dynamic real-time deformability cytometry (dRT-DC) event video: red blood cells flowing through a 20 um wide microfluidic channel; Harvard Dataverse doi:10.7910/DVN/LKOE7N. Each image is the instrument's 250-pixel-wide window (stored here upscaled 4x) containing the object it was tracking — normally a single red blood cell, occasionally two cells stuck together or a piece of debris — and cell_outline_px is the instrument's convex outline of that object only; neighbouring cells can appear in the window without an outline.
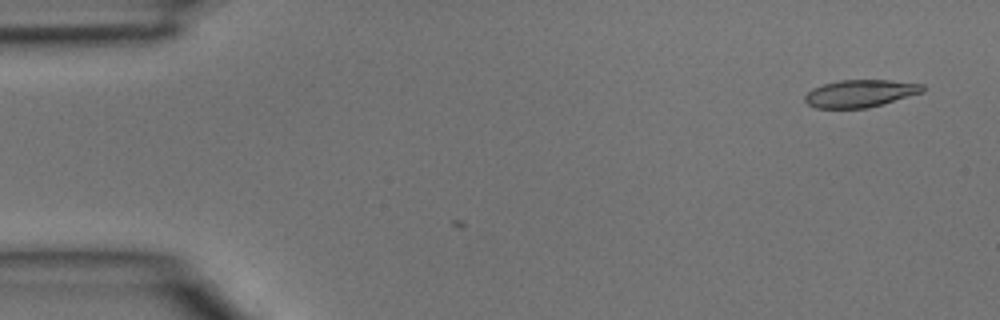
{"species": "common noctule bat (a hibernating species)", "species_latin": "Nyctalus noctula", "temperature_condition": "room temperature", "stored_images_in_passage": 2, "camera_frame_rate_fps": 3000, "um_per_image_px": 0.085, "animal": {"sex": "male", "body_mass_g": 15.6}, "frame": {"image": 1, "passage_image": 2, "time_ms": 0.333, "image_size_px": [1000, 320], "cell_outline_px": [[924, 92], [868, 108], [816, 108], [808, 104], [804, 100], [804, 96], [812, 88], [824, 84], [840, 80], [888, 80], [924, 84]], "centroid_in_image_um": [73.12, 7.94], "position_along_channel_um": 11.9, "area_um2": 18.79}}